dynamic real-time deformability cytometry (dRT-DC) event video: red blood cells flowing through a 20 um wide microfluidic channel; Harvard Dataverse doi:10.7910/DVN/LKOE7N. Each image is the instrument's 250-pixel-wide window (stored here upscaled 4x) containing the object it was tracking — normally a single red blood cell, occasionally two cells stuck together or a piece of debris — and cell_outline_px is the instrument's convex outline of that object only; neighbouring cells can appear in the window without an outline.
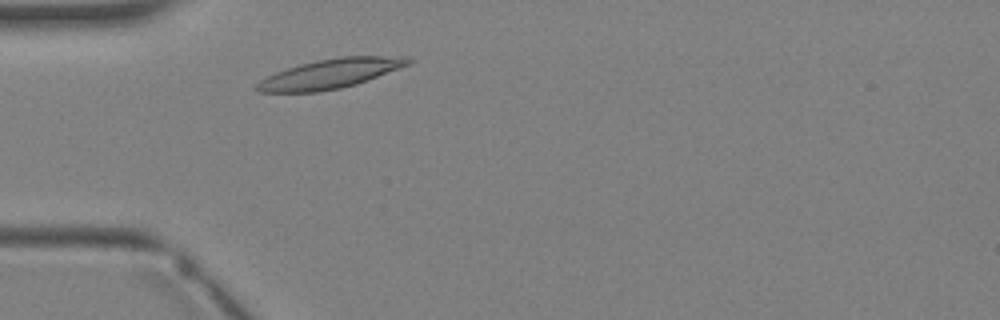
{"species": "Egyptian fruit bat (a non-hibernating species)", "species_latin": "Rousettus aegyptiacus", "temperature_condition": "warm", "stored_images_in_passage": 1, "camera_frame_rate_fps": 3000, "um_per_image_px": 0.085, "animal": {"sex": "female"}, "frame": {"image": 1, "passage_image": 1, "time_ms": 0.0, "image_size_px": [1000, 320], "cell_outline_px": [[412, 60], [408, 64], [368, 80], [356, 84], [340, 88], [320, 92], [260, 92], [252, 88], [260, 80], [276, 72], [300, 64], [316, 60], [340, 56], [404, 56]], "centroid_in_image_um": [28.03, 6.27], "position_along_channel_um": 57.0, "area_um2": 25.84}}